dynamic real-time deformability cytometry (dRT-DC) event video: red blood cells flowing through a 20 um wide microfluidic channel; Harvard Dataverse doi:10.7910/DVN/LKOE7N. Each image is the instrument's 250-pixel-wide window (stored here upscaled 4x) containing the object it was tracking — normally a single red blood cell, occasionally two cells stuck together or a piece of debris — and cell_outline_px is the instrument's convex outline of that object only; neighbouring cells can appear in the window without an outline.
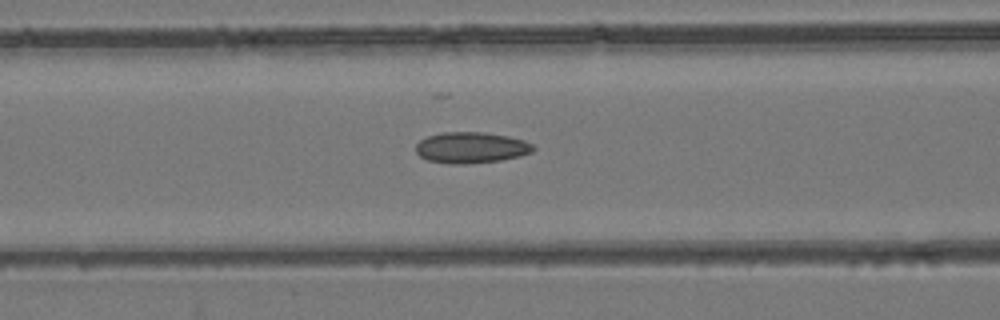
{"species": "common noctule bat (a hibernating species)", "species_latin": "Nyctalus noctula", "temperature_condition": "room temperature", "stored_images_in_passage": 54, "camera_frame_rate_fps": 3000, "um_per_image_px": 0.085, "animal": {"sex": "female", "body_mass_g": 24.6, "forearm_length_mm": 56.2}, "frame": {"image": 1, "passage_image": 23, "time_ms": 7.333, "image_size_px": [1000, 320], "cell_outline_px": [[536, 148], [532, 152], [520, 156], [500, 160], [464, 164], [452, 164], [428, 160], [420, 156], [416, 152], [416, 144], [420, 140], [428, 136], [444, 132], [484, 132], [508, 136], [524, 140], [532, 144]], "centroid_in_image_um": [40.06, 12.54], "position_along_channel_um": 126.5, "area_um2": 21.21}}
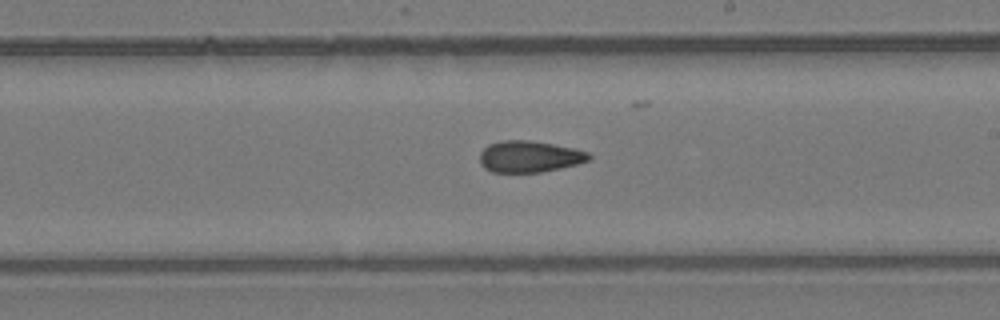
{"frame": {"image": 2, "passage_image": 32, "time_ms": 10.333, "image_size_px": [1000, 320], "cell_outline_px": [[592, 160], [560, 168], [540, 172], [492, 172], [484, 168], [480, 164], [480, 152], [488, 144], [504, 140], [528, 140], [576, 148], [588, 152], [592, 156]], "centroid_in_image_um": [45.01, 13.3], "position_along_channel_um": 244.0, "area_um2": 20.11}}
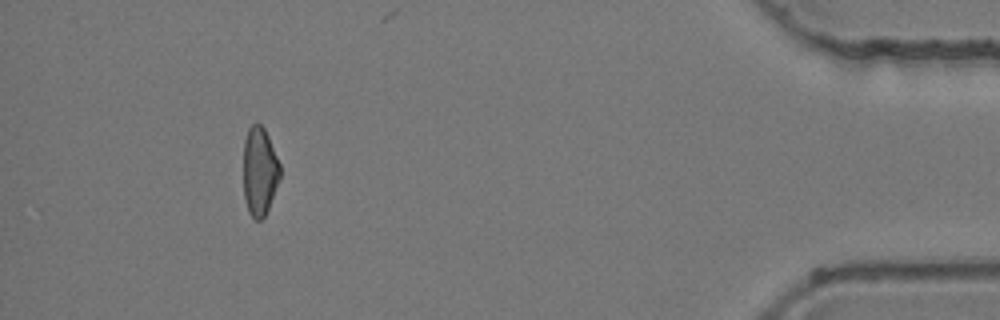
{"frame": {"image": 3, "passage_image": 50, "time_ms": 16.333, "image_size_px": [1000, 320], "cell_outline_px": [[280, 180], [268, 208], [264, 216], [260, 220], [256, 220], [248, 212], [244, 196], [244, 140], [248, 128], [256, 120], [264, 128], [268, 136], [280, 164]], "centroid_in_image_um": [22.06, 14.53], "position_along_channel_um": 413.1, "area_um2": 18.96}, "authors_computed_cell_mechanics": {"area_um2": 20.4323, "velocity_mm_per_s": 3.9152, "shape_relaxation_time_tau1_ms": null, "shape_relaxation_time_tau2_ms": 3.5929, "deformation_change_tau1": null, "deformation_change_tau2": 0.1181}}